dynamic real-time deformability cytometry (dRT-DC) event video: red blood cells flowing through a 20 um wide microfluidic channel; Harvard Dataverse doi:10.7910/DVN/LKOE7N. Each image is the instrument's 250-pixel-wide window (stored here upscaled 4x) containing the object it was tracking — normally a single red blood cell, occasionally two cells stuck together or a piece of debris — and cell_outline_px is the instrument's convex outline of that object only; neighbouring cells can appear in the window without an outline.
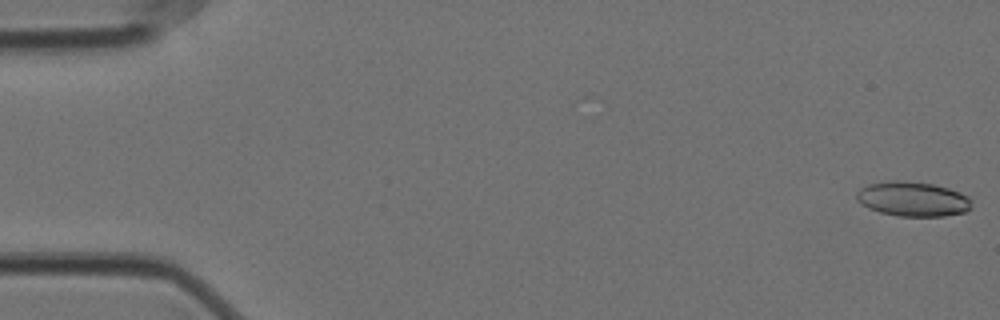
{"species": "Egyptian fruit bat (a non-hibernating species)", "species_latin": "Rousettus aegyptiacus", "temperature_condition": "cold", "stored_images_in_passage": 52, "camera_frame_rate_fps": 3000, "um_per_image_px": 0.085, "animal": {"sex": "female"}, "frame": {"image": 1, "passage_image": 1, "time_ms": 0.0, "image_size_px": [1000, 320], "cell_outline_px": [[972, 208], [964, 212], [944, 216], [896, 216], [880, 212], [868, 208], [860, 204], [856, 200], [856, 192], [860, 188], [868, 184], [892, 180], [900, 180], [932, 184], [948, 188], [960, 192], [968, 196], [972, 200]], "centroid_in_image_um": [77.57, 16.92], "position_along_channel_um": 7.4, "area_um2": 23.47}}
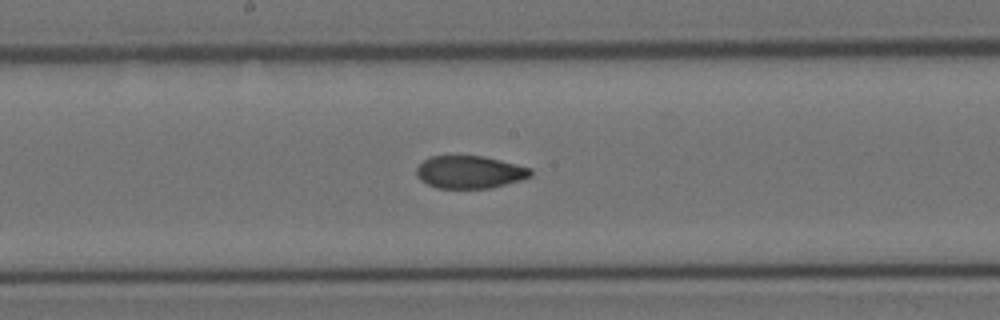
{"frame": {"image": 2, "passage_image": 30, "time_ms": 9.667, "image_size_px": [1000, 320], "cell_outline_px": [[532, 176], [520, 180], [488, 188], [436, 188], [420, 180], [416, 176], [416, 168], [424, 160], [432, 156], [484, 156], [532, 168]], "centroid_in_image_um": [39.91, 14.62], "position_along_channel_um": 208.3, "area_um2": 21.62}}
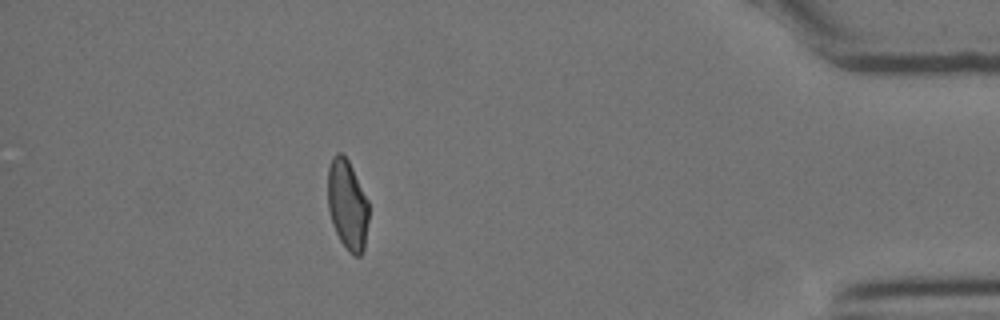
{"frame": {"image": 3, "passage_image": 51, "time_ms": 16.667, "image_size_px": [1000, 320], "cell_outline_px": [[368, 220], [364, 252], [360, 256], [352, 256], [348, 252], [340, 240], [332, 224], [328, 208], [328, 168], [332, 156], [336, 152], [340, 152], [348, 160], [368, 200]], "centroid_in_image_um": [29.53, 17.44], "position_along_channel_um": 405.7, "area_um2": 21.62}}